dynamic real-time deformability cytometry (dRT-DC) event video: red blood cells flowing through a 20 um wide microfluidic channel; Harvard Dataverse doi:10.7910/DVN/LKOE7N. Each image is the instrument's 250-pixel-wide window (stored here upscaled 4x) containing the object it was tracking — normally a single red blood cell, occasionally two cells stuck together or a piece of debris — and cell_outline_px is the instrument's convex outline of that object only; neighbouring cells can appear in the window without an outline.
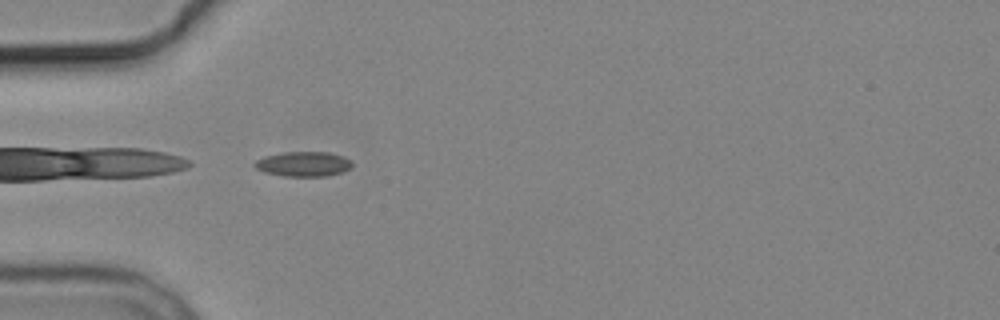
{"species": "common noctule bat (a hibernating species)", "species_latin": "Nyctalus noctula", "temperature_condition": "cold", "stored_images_in_passage": 1, "camera_frame_rate_fps": 3000, "um_per_image_px": 0.085, "animal": {"sex": "male", "body_mass_g": 19.2, "forearm_length_mm": 51.8}, "frame": {"image": 1, "passage_image": 1, "time_ms": 0.0, "image_size_px": [1000, 320], "cell_outline_px": [[352, 168], [344, 172], [328, 176], [284, 176], [264, 172], [256, 168], [252, 164], [256, 160], [264, 156], [284, 152], [328, 152], [344, 156], [352, 160]], "centroid_in_image_um": [25.83, 13.94], "position_along_channel_um": 59.2, "area_um2": 14.33}}